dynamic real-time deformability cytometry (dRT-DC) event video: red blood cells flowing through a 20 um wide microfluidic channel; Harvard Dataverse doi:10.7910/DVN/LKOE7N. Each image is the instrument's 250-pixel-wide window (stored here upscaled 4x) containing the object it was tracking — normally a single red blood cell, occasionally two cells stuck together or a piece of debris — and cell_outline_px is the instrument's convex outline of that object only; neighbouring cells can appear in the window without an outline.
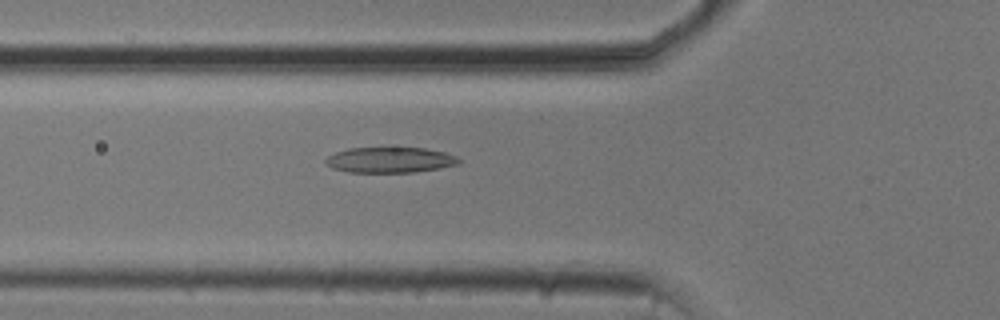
{"species": "common noctule bat (a hibernating species)", "species_latin": "Nyctalus noctula", "temperature_condition": "cold", "stored_images_in_passage": 54, "camera_frame_rate_fps": 3000, "um_per_image_px": 0.085, "animal": {"sex": "male", "body_mass_g": 20.5, "forearm_length_mm": 52.5}, "frame": {"image": 1, "passage_image": 19, "time_ms": 6.0, "image_size_px": [1000, 320], "cell_outline_px": [[460, 164], [440, 168], [416, 172], [348, 172], [332, 168], [324, 160], [328, 156], [336, 152], [348, 148], [424, 148], [444, 152], [456, 156], [460, 160]], "centroid_in_image_um": [33.16, 13.6], "position_along_channel_um": 92.6, "area_um2": 19.77}}
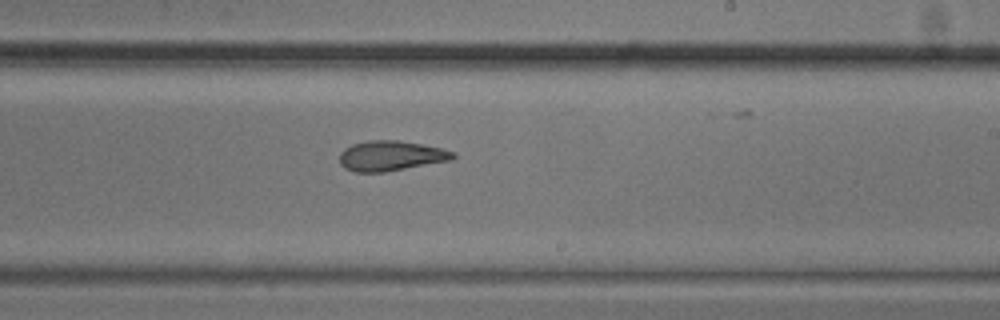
{"frame": {"image": 2, "passage_image": 32, "time_ms": 10.333, "image_size_px": [1000, 320], "cell_outline_px": [[456, 156], [452, 160], [384, 172], [352, 172], [344, 168], [340, 164], [340, 152], [344, 148], [352, 144], [368, 140], [396, 140], [444, 148], [456, 152]], "centroid_in_image_um": [33.22, 13.24], "position_along_channel_um": 255.8, "area_um2": 20.06}}
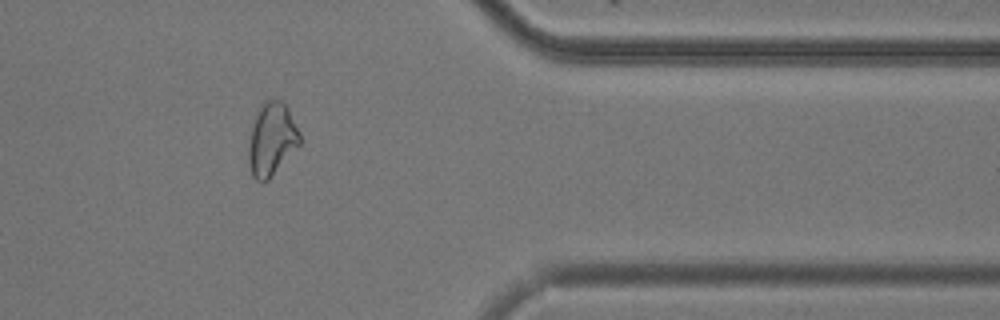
{"frame": {"image": 3, "passage_image": 44, "time_ms": 14.333, "image_size_px": [1000, 320], "cell_outline_px": [[300, 144], [268, 180], [260, 184], [252, 176], [248, 160], [248, 148], [252, 124], [260, 104], [264, 100], [280, 100], [288, 108], [300, 132]], "centroid_in_image_um": [23.08, 11.84], "position_along_channel_um": 388.3, "area_um2": 21.79}, "authors_computed_cell_mechanics": {"area_um2": 21.2704, "velocity_mm_per_s": 3.7451, "shape_relaxation_time_tau1_ms": 4.8467, "shape_relaxation_time_tau2_ms": 2.8464, "deformation_change_tau1": 0.1498, "deformation_change_tau2": 0.1103}}